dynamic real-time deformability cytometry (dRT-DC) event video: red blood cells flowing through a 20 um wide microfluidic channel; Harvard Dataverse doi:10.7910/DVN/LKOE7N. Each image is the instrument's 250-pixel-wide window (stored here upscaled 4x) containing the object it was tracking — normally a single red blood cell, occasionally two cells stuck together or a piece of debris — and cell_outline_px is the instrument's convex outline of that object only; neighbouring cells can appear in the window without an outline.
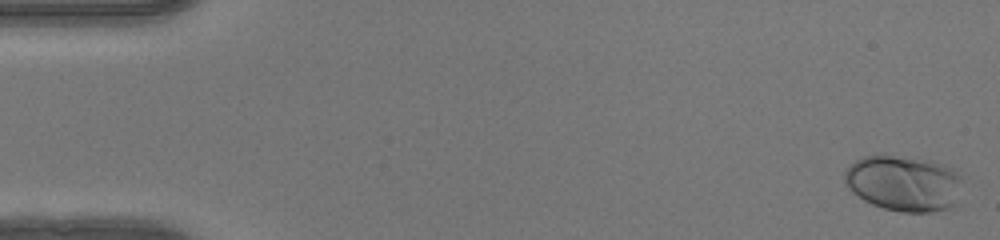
{"species": "human", "species_latin": "Homo sapiens", "temperature_condition": "warm", "stored_images_in_passage": 47, "camera_frame_rate_fps": 3000, "um_per_image_px": 0.085, "donor": {"sex": "female"}, "frame": {"image": 1, "passage_image": 1, "time_ms": 0.0, "image_size_px": [1000, 240], "cell_outline_px": [[968, 176], [956, 204], [948, 208], [932, 212], [900, 212], [884, 208], [872, 204], [864, 200], [852, 192], [844, 184], [844, 172], [856, 160], [864, 156], [892, 156], [932, 160], [956, 168]], "centroid_in_image_um": [76.94, 15.58], "position_along_channel_um": 8.1, "area_um2": 39.25}}
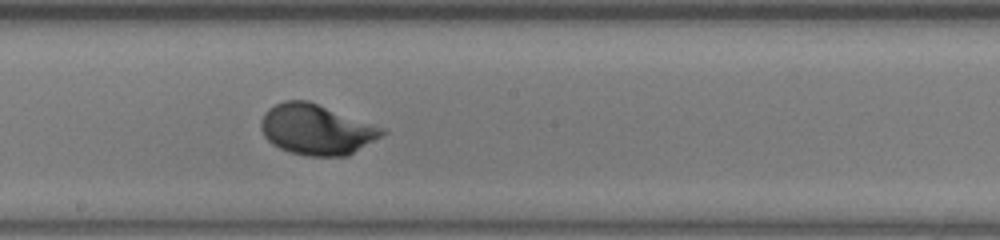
{"frame": {"image": 2, "passage_image": 28, "time_ms": 9.0, "image_size_px": [1000, 240], "cell_outline_px": [[388, 132], [348, 156], [308, 156], [288, 152], [272, 144], [264, 136], [260, 128], [260, 120], [264, 112], [268, 108], [284, 100], [308, 100], [388, 128]], "centroid_in_image_um": [26.92, 11.0], "position_along_channel_um": 221.3, "area_um2": 36.18}}
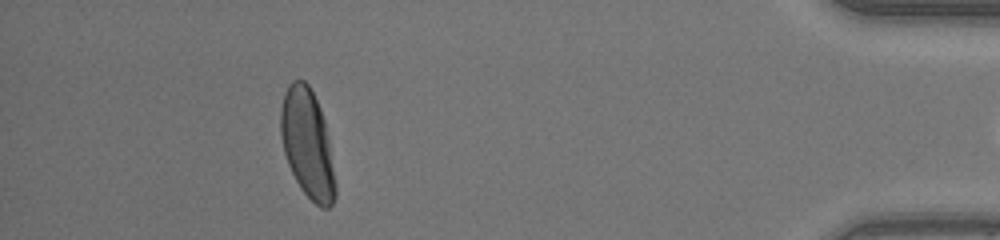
{"frame": {"image": 3, "passage_image": 46, "time_ms": 15.0, "image_size_px": [1000, 240], "cell_outline_px": [[336, 196], [332, 204], [328, 208], [320, 208], [300, 188], [288, 164], [284, 152], [280, 136], [280, 108], [284, 92], [288, 84], [292, 80], [304, 80], [308, 84], [320, 108], [324, 120], [328, 140], [336, 184]], "centroid_in_image_um": [26.11, 12.21], "position_along_channel_um": 409.1, "area_um2": 34.51}}